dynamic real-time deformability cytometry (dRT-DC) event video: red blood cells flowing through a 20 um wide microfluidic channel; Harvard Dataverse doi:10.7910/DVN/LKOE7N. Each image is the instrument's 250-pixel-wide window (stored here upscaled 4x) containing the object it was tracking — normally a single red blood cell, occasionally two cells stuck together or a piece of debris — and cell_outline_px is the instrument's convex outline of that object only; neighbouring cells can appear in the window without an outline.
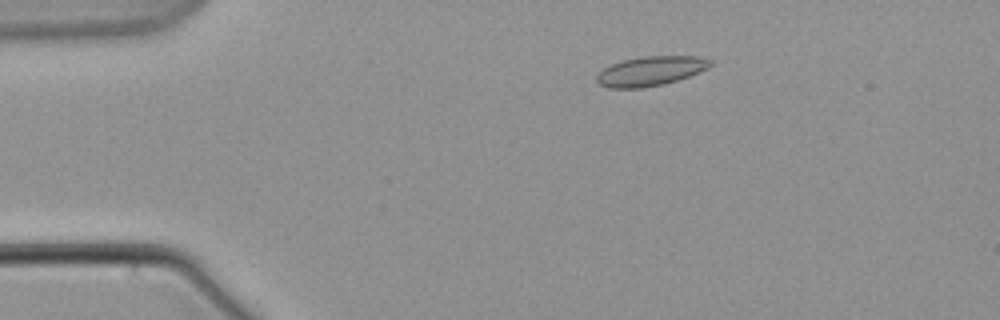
{"species": "common noctule bat (a hibernating species)", "species_latin": "Nyctalus noctula", "temperature_condition": "warm", "stored_images_in_passage": 3, "camera_frame_rate_fps": 3000, "um_per_image_px": 0.085, "animal": {"sex": "male", "body_mass_g": 21.5, "forearm_length_mm": 52.0}, "frame": {"image": 1, "passage_image": 1, "time_ms": 0.0, "image_size_px": [1000, 320], "cell_outline_px": [[712, 64], [708, 68], [688, 76], [664, 84], [640, 88], [608, 88], [600, 84], [596, 80], [596, 76], [604, 68], [612, 64], [624, 60], [644, 56], [700, 56], [712, 60]], "centroid_in_image_um": [55.31, 6.03], "position_along_channel_um": 29.7, "area_um2": 19.36}}